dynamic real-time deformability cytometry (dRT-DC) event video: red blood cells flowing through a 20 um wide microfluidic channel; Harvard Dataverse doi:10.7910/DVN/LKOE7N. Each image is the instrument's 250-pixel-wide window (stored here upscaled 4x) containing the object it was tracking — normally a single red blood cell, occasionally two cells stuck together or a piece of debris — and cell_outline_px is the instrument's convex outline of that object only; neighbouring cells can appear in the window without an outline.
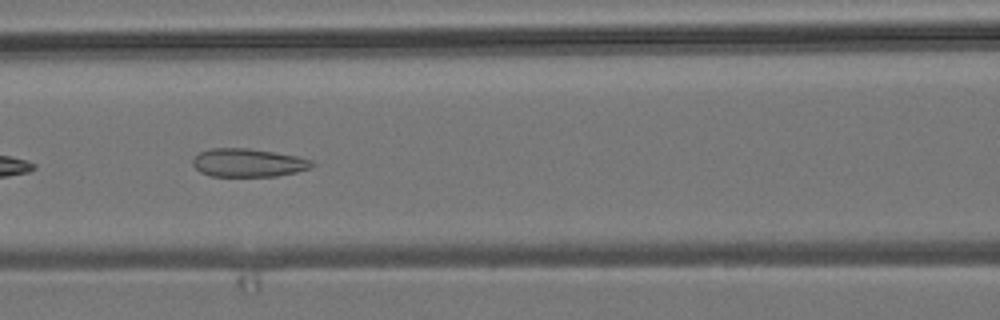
{"species": "common noctule bat (a hibernating species)", "species_latin": "Nyctalus noctula", "temperature_condition": "room temperature", "stored_images_in_passage": 7, "camera_frame_rate_fps": 3000, "um_per_image_px": 0.085, "animal": {"sex": "male", "body_mass_g": 19.2, "forearm_length_mm": 51.8}, "frame": {"image": 1, "passage_image": 6, "time_ms": 5.667, "image_size_px": [1000, 320], "cell_outline_px": [[316, 164], [312, 168], [296, 172], [276, 176], [212, 176], [200, 172], [192, 164], [192, 160], [200, 152], [212, 148], [248, 148], [296, 156], [312, 160]], "centroid_in_image_um": [21.11, 13.84], "position_along_channel_um": 145.5, "area_um2": 19.59}}
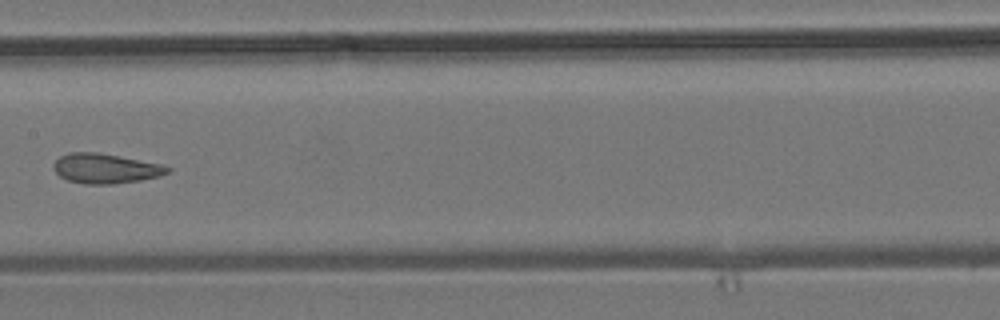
{"frame": {"image": 2, "passage_image": 7, "time_ms": 7.0, "image_size_px": [1000, 320], "cell_outline_px": [[172, 168], [168, 172], [160, 176], [140, 180], [112, 184], [84, 184], [68, 180], [60, 176], [52, 168], [52, 164], [60, 156], [68, 152], [100, 152], [160, 164]], "centroid_in_image_um": [8.93, 14.31], "position_along_channel_um": 198.5, "area_um2": 19.83}}